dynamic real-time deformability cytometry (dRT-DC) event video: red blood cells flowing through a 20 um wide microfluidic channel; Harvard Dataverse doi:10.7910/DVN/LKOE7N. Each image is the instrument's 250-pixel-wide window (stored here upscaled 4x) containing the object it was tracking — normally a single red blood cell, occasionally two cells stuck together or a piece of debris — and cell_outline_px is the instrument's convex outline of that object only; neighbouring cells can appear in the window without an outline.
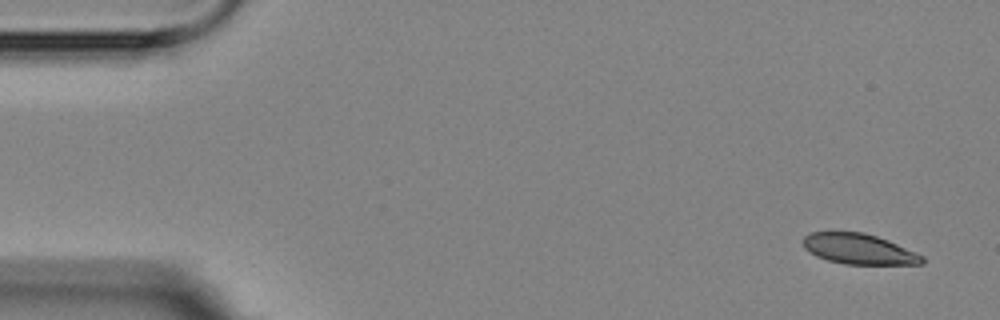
{"species": "Egyptian fruit bat (a non-hibernating species)", "species_latin": "Rousettus aegyptiacus", "temperature_condition": "room temperature", "stored_images_in_passage": 5, "camera_frame_rate_fps": 3000, "um_per_image_px": 0.085, "animal": {"sex": "female"}, "frame": {"image": 1, "passage_image": 1, "time_ms": 0.0, "image_size_px": [1000, 320], "cell_outline_px": [[924, 264], [844, 264], [828, 260], [816, 256], [808, 252], [804, 248], [804, 236], [812, 232], [864, 232], [888, 240], [924, 256]], "centroid_in_image_um": [73.0, 21.17], "position_along_channel_um": 12.0, "area_um2": 21.04}}